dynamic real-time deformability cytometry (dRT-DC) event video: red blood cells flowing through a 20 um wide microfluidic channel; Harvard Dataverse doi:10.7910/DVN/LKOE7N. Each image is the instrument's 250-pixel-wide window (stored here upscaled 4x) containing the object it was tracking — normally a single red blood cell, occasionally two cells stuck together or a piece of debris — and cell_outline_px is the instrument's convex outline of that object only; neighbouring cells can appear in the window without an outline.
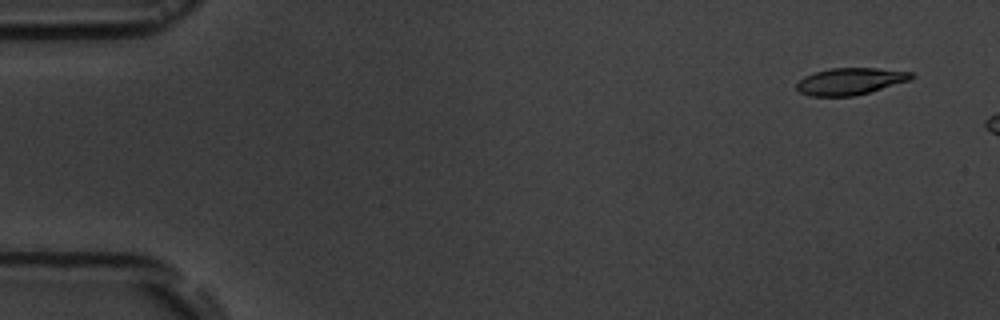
{"species": "common noctule bat (a hibernating species)", "species_latin": "Nyctalus noctula", "temperature_condition": "room temperature", "stored_images_in_passage": 3, "camera_frame_rate_fps": 3000, "um_per_image_px": 0.085, "animal": {"sex": "male", "body_mass_g": 19.5, "forearm_length_mm": 54.6}, "frame": {"image": 1, "passage_image": 1, "time_ms": 0.0, "image_size_px": [1000, 320], "cell_outline_px": [[916, 76], [908, 80], [868, 92], [852, 96], [808, 96], [800, 92], [796, 88], [796, 84], [804, 76], [816, 72], [832, 68], [876, 68], [912, 72]], "centroid_in_image_um": [72.23, 6.91], "position_along_channel_um": 12.8, "area_um2": 17.69}}